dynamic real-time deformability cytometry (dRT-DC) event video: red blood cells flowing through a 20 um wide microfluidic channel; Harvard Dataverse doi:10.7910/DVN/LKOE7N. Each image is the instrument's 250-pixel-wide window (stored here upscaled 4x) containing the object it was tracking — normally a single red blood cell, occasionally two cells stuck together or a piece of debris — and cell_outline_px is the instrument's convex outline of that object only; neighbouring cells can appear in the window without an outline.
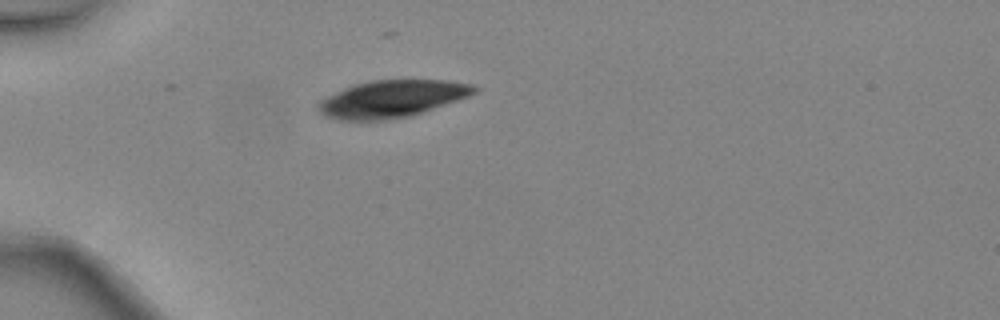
{"species": "common noctule bat (a hibernating species)", "species_latin": "Nyctalus noctula", "temperature_condition": "warm", "stored_images_in_passage": 2, "camera_frame_rate_fps": 3000, "um_per_image_px": 0.085, "animal": {"sex": "female", "body_mass_g": 24.6, "forearm_length_mm": 56.2}, "frame": {"image": 1, "passage_image": 1, "time_ms": 0.0, "image_size_px": [1000, 320], "cell_outline_px": [[480, 88], [476, 92], [468, 96], [408, 116], [380, 120], [340, 120], [324, 116], [316, 108], [316, 104], [320, 100], [352, 84], [368, 80], [448, 80], [472, 84]], "centroid_in_image_um": [33.27, 8.38], "position_along_channel_um": 51.7, "area_um2": 33.52}}